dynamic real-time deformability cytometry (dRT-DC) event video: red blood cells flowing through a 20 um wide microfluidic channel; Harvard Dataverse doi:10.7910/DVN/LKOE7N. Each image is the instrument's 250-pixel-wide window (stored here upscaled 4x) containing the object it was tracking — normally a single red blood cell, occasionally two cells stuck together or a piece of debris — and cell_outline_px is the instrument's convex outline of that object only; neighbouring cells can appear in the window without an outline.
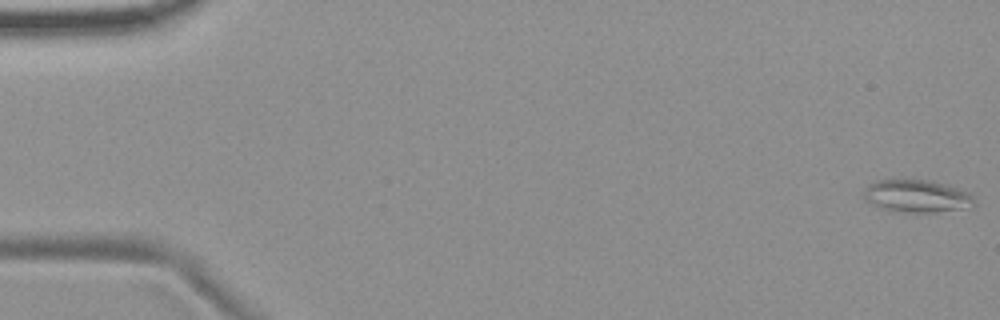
{"species": "common noctule bat (a hibernating species)", "species_latin": "Nyctalus noctula", "temperature_condition": "room temperature", "stored_images_in_passage": 56, "camera_frame_rate_fps": 3000, "um_per_image_px": 0.085, "animal": {"sex": "female", "body_mass_g": 19.9}, "frame": {"image": 1, "passage_image": 1, "time_ms": 0.0, "image_size_px": [1000, 320], "cell_outline_px": [[976, 204], [968, 208], [932, 212], [892, 212], [872, 204], [864, 200], [864, 192], [868, 184], [880, 180], [928, 180], [956, 188], [968, 192], [976, 200]], "centroid_in_image_um": [77.92, 16.69], "position_along_channel_um": 7.1, "area_um2": 20.87}}
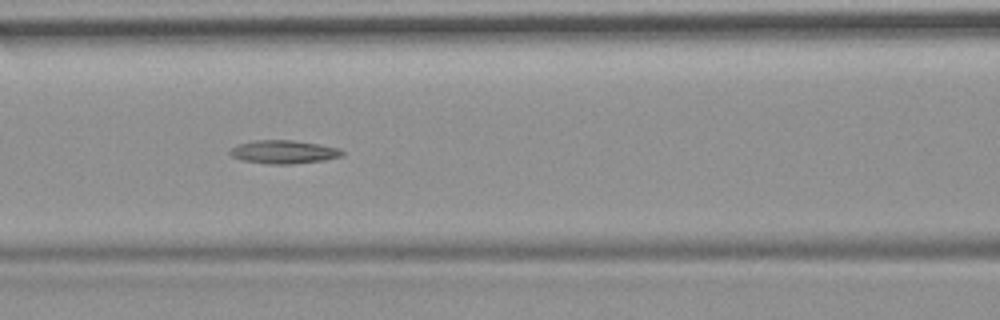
{"frame": {"image": 2, "passage_image": 24, "time_ms": 7.667, "image_size_px": [1000, 320], "cell_outline_px": [[344, 156], [324, 160], [292, 164], [268, 164], [244, 160], [232, 156], [228, 152], [232, 148], [240, 144], [256, 140], [292, 140], [340, 148], [344, 152]], "centroid_in_image_um": [24.15, 12.92], "position_along_channel_um": 142.4, "area_um2": 15.09}}
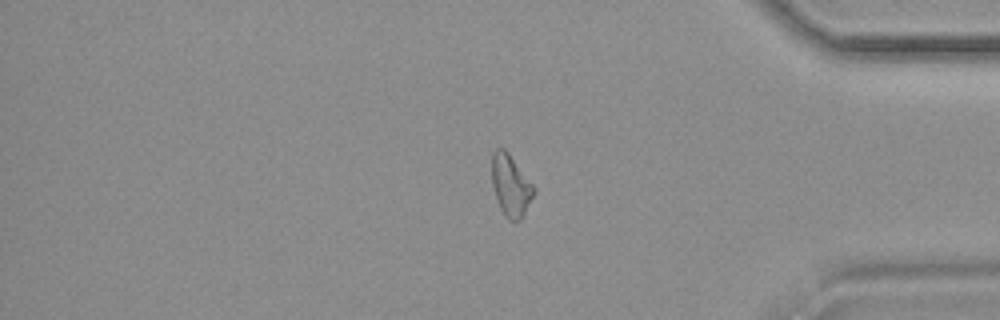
{"frame": {"image": 3, "passage_image": 46, "time_ms": 15.0, "image_size_px": [1000, 320], "cell_outline_px": [[536, 188], [524, 216], [520, 220], [508, 220], [504, 216], [496, 196], [492, 184], [492, 152], [496, 148], [504, 148], [508, 152]], "centroid_in_image_um": [43.41, 15.76], "position_along_channel_um": 391.8, "area_um2": 14.97}}